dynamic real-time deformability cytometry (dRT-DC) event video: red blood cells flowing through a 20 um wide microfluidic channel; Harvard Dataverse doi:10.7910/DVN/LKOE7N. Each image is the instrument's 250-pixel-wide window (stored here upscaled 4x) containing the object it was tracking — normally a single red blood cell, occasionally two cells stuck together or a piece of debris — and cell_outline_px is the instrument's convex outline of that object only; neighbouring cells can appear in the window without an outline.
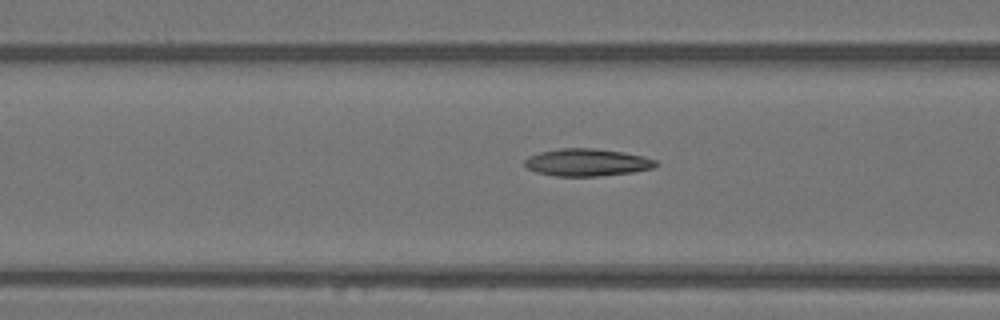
{"species": "Egyptian fruit bat (a non-hibernating species)", "species_latin": "Rousettus aegyptiacus", "temperature_condition": "warm", "stored_images_in_passage": 9, "camera_frame_rate_fps": 3000, "um_per_image_px": 0.085, "animal": {"sex": "female"}, "frame": {"image": 1, "passage_image": 7, "time_ms": 2.0, "image_size_px": [1000, 320], "cell_outline_px": [[660, 164], [652, 168], [632, 172], [600, 176], [556, 176], [536, 172], [528, 168], [524, 164], [524, 160], [528, 156], [540, 152], [560, 148], [596, 148], [624, 152], [644, 156], [656, 160]], "centroid_in_image_um": [49.91, 13.8], "position_along_channel_um": 116.7, "area_um2": 21.04}}